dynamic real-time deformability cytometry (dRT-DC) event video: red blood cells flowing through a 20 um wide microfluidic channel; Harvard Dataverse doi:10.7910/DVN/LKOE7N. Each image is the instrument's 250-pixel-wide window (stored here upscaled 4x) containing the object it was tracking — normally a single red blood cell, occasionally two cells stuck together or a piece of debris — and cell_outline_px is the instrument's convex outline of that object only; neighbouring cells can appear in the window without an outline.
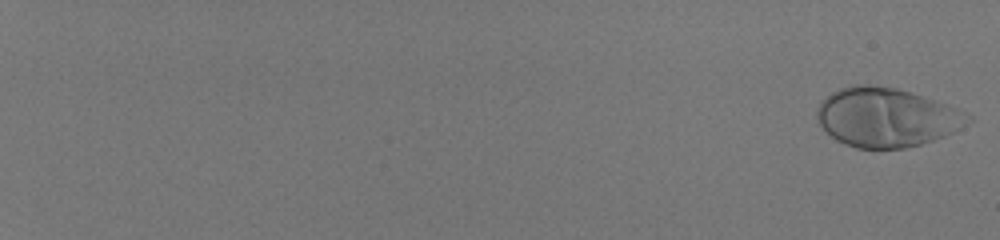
{"species": "human", "species_latin": "Homo sapiens", "temperature_condition": "room temperature", "stored_images_in_passage": 58, "camera_frame_rate_fps": 3000, "um_per_image_px": 0.085, "donor": {"sex": "male"}, "frame": {"image": 1, "passage_image": 2, "time_ms": 0.333, "image_size_px": [1000, 240], "cell_outline_px": [[972, 120], [952, 132], [944, 136], [920, 144], [904, 148], [856, 148], [844, 144], [836, 140], [816, 120], [816, 108], [832, 92], [840, 88], [852, 84], [868, 84], [896, 88], [948, 104], [972, 116]], "centroid_in_image_um": [75.32, 9.97], "position_along_channel_um": 9.7, "area_um2": 51.62}}
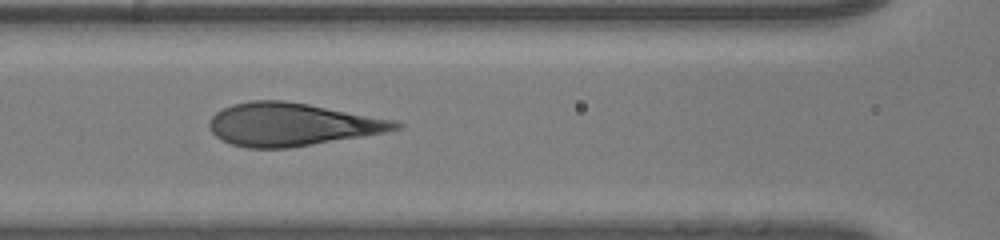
{"frame": {"image": 2, "passage_image": 33, "time_ms": 10.667, "image_size_px": [1000, 240], "cell_outline_px": [[404, 124], [400, 128], [388, 132], [364, 136], [288, 148], [244, 148], [232, 144], [216, 136], [208, 128], [208, 120], [216, 112], [232, 104], [248, 100], [284, 100], [308, 104], [396, 120]], "centroid_in_image_um": [24.8, 10.57], "position_along_channel_um": 141.8, "area_um2": 46.7}}
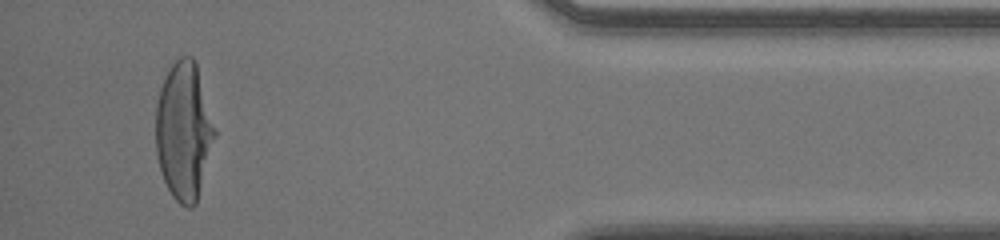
{"frame": {"image": 3, "passage_image": 56, "time_ms": 18.333, "image_size_px": [1000, 240], "cell_outline_px": [[216, 136], [196, 204], [192, 208], [188, 208], [180, 204], [172, 196], [164, 180], [160, 168], [156, 152], [156, 104], [160, 88], [172, 64], [180, 56], [192, 56], [196, 60], [216, 128]], "centroid_in_image_um": [15.65, 11.12], "position_along_channel_um": 419.6, "area_um2": 47.57}, "authors_computed_cell_mechanics": {"area_um2": 47.0781, "velocity_mm_per_s": 4.0657, "shape_relaxation_time_tau1_ms": 6.6836, "shape_relaxation_time_tau2_ms": null, "deformation_change_tau1": 0.3179, "deformation_change_tau2": null}}